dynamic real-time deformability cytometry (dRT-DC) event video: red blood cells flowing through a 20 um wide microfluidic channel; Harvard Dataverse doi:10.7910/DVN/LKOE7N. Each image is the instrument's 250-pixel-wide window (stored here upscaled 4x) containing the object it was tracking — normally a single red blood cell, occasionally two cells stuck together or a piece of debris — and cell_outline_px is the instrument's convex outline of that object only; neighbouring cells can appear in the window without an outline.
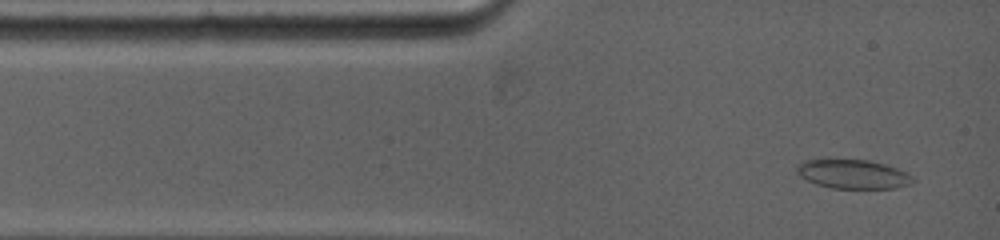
{"species": "common noctule bat (a hibernating species)", "species_latin": "Nyctalus noctula", "temperature_condition": "warm", "stored_images_in_passage": 68, "camera_frame_rate_fps": 5000, "um_per_image_px": 0.085, "animal": {"sex": "female", "body_mass_g": 19.0, "forearm_length_mm": 53.3}, "frame": {"image": 1, "passage_image": 4, "time_ms": 0.4, "image_size_px": [1000, 240], "cell_outline_px": [[916, 180], [912, 184], [896, 188], [832, 188], [816, 184], [800, 176], [796, 172], [796, 168], [804, 160], [868, 160], [884, 164], [896, 168], [912, 176]], "centroid_in_image_um": [72.53, 14.81], "position_along_channel_um": 12.5, "area_um2": 19.42}}
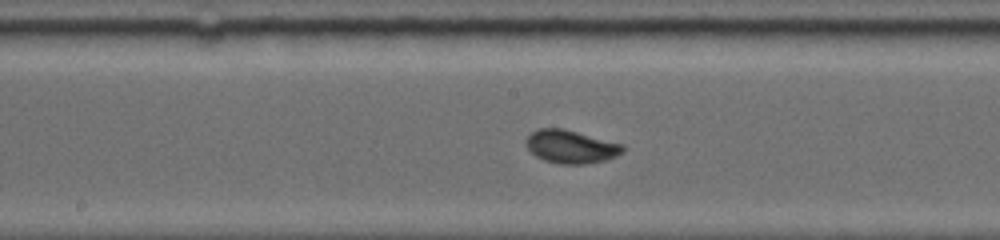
{"frame": {"image": 2, "passage_image": 41, "time_ms": 6.0, "image_size_px": [1000, 240], "cell_outline_px": [[624, 152], [616, 156], [604, 160], [584, 164], [560, 164], [544, 160], [536, 156], [524, 144], [524, 140], [532, 132], [540, 128], [564, 128], [624, 144]], "centroid_in_image_um": [48.53, 12.46], "position_along_channel_um": 199.7, "area_um2": 18.79}}
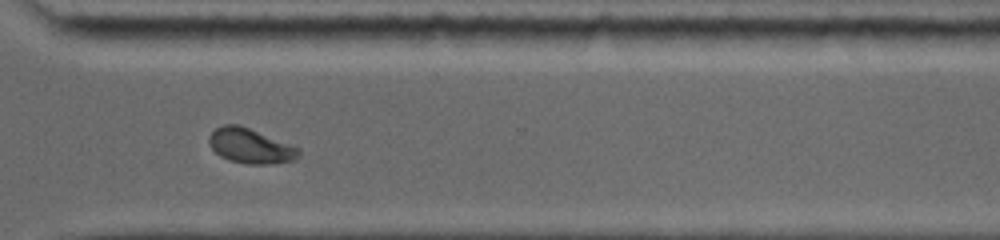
{"frame": {"image": 3, "passage_image": 67, "time_ms": 9.8, "image_size_px": [1000, 240], "cell_outline_px": [[300, 156], [296, 160], [272, 164], [248, 164], [228, 160], [220, 156], [208, 144], [208, 136], [216, 128], [224, 124], [236, 124], [248, 128], [300, 148]], "centroid_in_image_um": [21.28, 12.42], "position_along_channel_um": 349.3, "area_um2": 18.21}}